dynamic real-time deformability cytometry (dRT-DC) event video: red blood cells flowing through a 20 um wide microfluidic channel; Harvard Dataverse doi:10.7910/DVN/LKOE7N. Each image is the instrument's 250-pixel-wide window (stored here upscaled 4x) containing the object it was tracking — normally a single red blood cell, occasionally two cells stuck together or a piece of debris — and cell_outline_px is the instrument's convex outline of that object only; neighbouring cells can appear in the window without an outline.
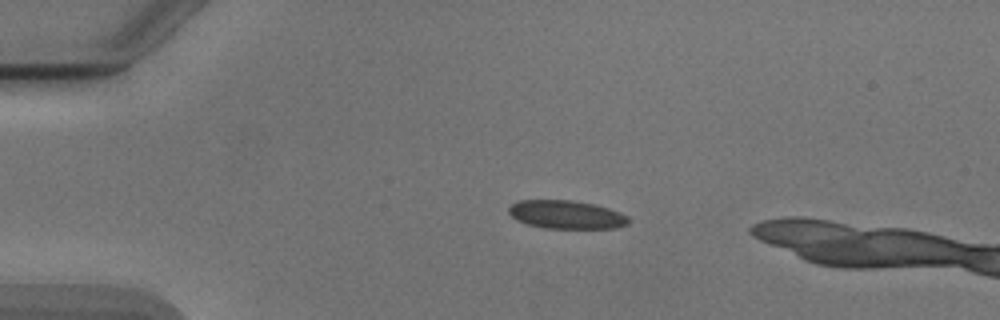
{"species": "Egyptian fruit bat (a non-hibernating species)", "species_latin": "Rousettus aegyptiacus", "temperature_condition": "cold", "stored_images_in_passage": 10, "camera_frame_rate_fps": 3000, "um_per_image_px": 0.085, "animal": {"sex": "male"}, "frame": {"image": 1, "passage_image": 6, "time_ms": 1.667, "image_size_px": [1000, 320], "cell_outline_px": [[632, 220], [628, 224], [616, 228], [544, 228], [528, 224], [516, 220], [508, 212], [508, 208], [512, 204], [520, 200], [572, 200], [596, 204], [620, 212], [628, 216]], "centroid_in_image_um": [48.17, 18.24], "position_along_channel_um": 36.8, "area_um2": 19.94}}